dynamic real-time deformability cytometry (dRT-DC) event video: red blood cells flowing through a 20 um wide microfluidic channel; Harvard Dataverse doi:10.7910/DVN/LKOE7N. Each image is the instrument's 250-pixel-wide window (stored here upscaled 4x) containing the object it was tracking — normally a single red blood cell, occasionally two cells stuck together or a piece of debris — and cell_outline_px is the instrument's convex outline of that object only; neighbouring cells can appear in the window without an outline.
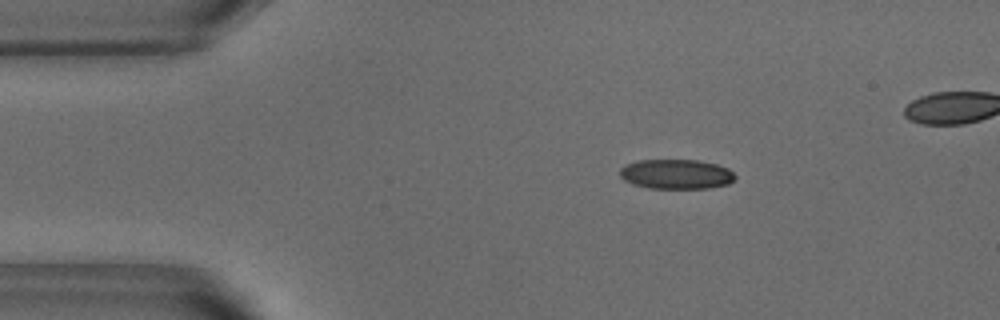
{"species": "common noctule bat (a hibernating species)", "species_latin": "Nyctalus noctula", "temperature_condition": "warm", "stored_images_in_passage": 41, "camera_frame_rate_fps": 3000, "um_per_image_px": 0.085, "animal": {"sex": "male", "body_mass_g": 18.8}, "frame": {"image": 1, "passage_image": 1, "time_ms": 0.0, "image_size_px": [1000, 320], "cell_outline_px": [[736, 176], [728, 184], [708, 188], [648, 188], [632, 184], [624, 180], [620, 176], [620, 168], [624, 164], [636, 160], [700, 160], [716, 164], [728, 168]], "centroid_in_image_um": [57.44, 14.79], "position_along_channel_um": 27.6, "area_um2": 20.06}}
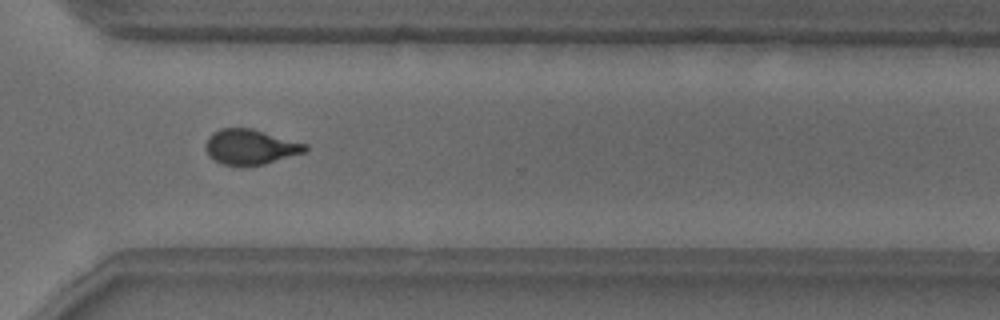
{"frame": {"image": 2, "passage_image": 30, "time_ms": 9.667, "image_size_px": [1000, 320], "cell_outline_px": [[308, 148], [304, 152], [264, 164], [244, 168], [220, 164], [208, 156], [204, 148], [208, 136], [212, 132], [220, 128], [252, 128], [308, 144]], "centroid_in_image_um": [21.23, 12.51], "position_along_channel_um": 349.4, "area_um2": 20.92}}
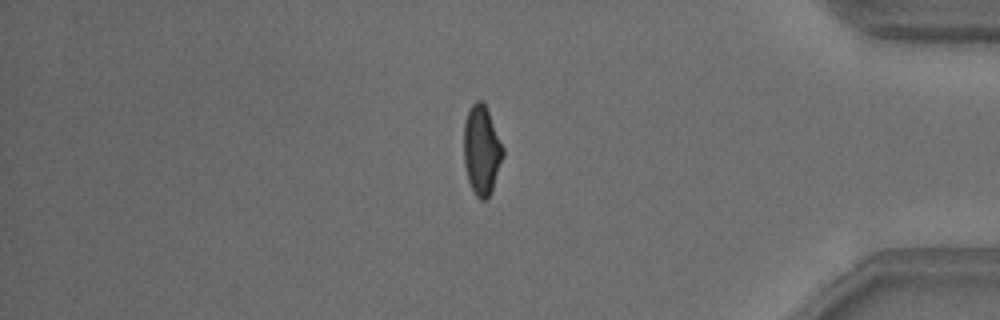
{"frame": {"image": 3, "passage_image": 36, "time_ms": 11.667, "image_size_px": [1000, 320], "cell_outline_px": [[504, 156], [488, 200], [480, 200], [476, 196], [468, 180], [464, 164], [464, 124], [468, 108], [476, 100], [480, 100], [484, 104], [488, 112], [504, 148]], "centroid_in_image_um": [40.93, 12.78], "position_along_channel_um": 394.3, "area_um2": 20.35}, "authors_computed_cell_mechanics": {"area_um2": 20.9814, "velocity_mm_per_s": 3.8439, "shape_relaxation_time_tau1_ms": 4.3558, "shape_relaxation_time_tau2_ms": 0.9011, "deformation_change_tau1": 0.1463, "deformation_change_tau2": 0.0573}}